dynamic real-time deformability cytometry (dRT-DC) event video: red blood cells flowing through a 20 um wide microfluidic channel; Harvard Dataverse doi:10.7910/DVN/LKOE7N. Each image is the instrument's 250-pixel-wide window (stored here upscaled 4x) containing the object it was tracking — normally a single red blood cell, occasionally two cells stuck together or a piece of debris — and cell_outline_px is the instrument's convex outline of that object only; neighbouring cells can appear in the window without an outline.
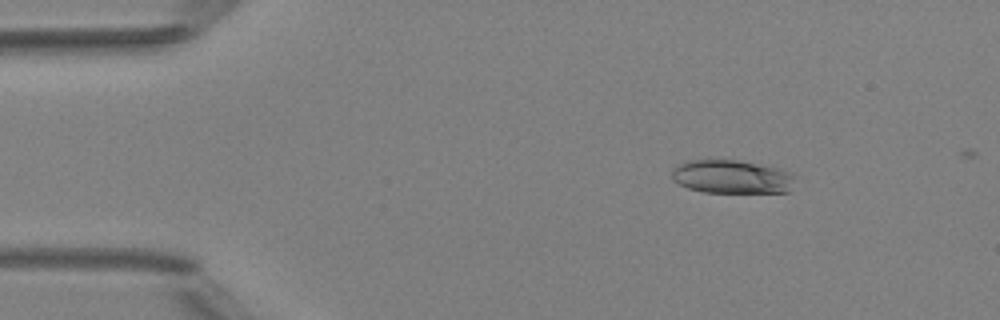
{"species": "Egyptian fruit bat (a non-hibernating species)", "species_latin": "Rousettus aegyptiacus", "temperature_condition": "room temperature", "stored_images_in_passage": 4, "camera_frame_rate_fps": 3000, "um_per_image_px": 0.085, "animal": {"sex": "female"}, "frame": {"image": 1, "passage_image": 2, "time_ms": 1.0, "image_size_px": [1000, 320], "cell_outline_px": [[796, 176], [788, 192], [704, 192], [688, 188], [672, 180], [672, 168], [684, 160], [736, 160], [780, 168], [792, 172]], "centroid_in_image_um": [62.19, 15.01], "position_along_channel_um": 22.8, "area_um2": 24.16}}